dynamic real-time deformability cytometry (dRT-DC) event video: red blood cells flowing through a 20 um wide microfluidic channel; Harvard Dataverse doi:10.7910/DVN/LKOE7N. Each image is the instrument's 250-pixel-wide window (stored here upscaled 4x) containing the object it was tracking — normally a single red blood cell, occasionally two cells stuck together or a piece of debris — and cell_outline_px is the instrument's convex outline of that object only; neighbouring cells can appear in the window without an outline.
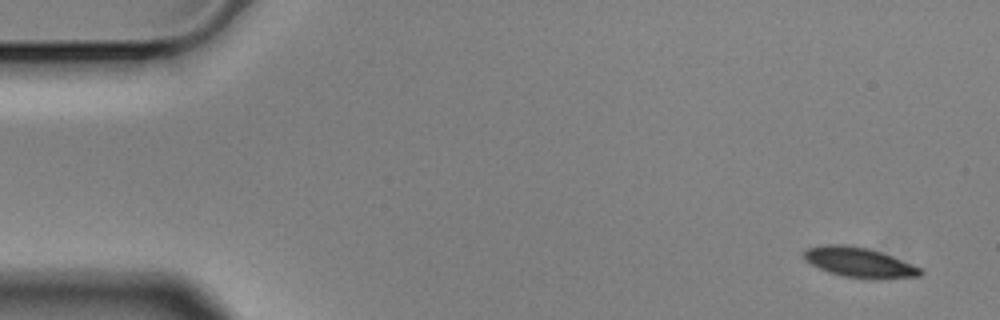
{"species": "Egyptian fruit bat (a non-hibernating species)", "species_latin": "Rousettus aegyptiacus", "temperature_condition": "cold", "stored_images_in_passage": 2, "segment_of_instrument_passage": [2, 2], "camera_frame_rate_fps": 3000, "um_per_image_px": 0.085, "animal": {"sex": "male"}, "frame": {"image": 1, "passage_image": 2, "time_ms": 0.333, "image_size_px": [1000, 320], "cell_outline_px": [[924, 272], [920, 276], [880, 280], [872, 280], [844, 276], [828, 272], [804, 260], [804, 248], [824, 244], [840, 244], [868, 248], [892, 256], [912, 264], [920, 268]], "centroid_in_image_um": [73.04, 22.32], "position_along_channel_um": 12.0, "area_um2": 20.52}}